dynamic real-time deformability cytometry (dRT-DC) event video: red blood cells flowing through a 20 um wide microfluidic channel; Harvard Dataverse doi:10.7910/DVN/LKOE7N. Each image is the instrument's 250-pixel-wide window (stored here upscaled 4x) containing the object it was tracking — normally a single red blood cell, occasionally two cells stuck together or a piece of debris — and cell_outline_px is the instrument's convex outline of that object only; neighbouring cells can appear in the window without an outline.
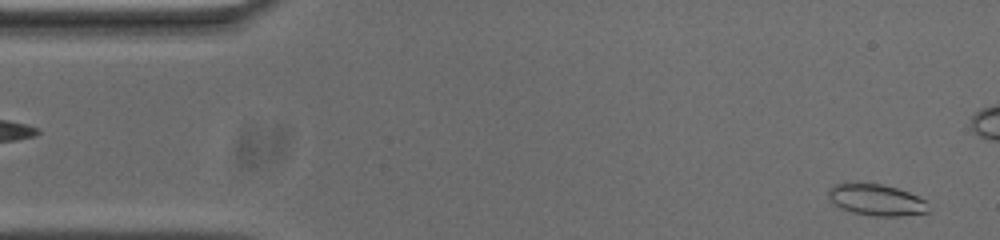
{"species": "common noctule bat (a hibernating species)", "species_latin": "Nyctalus noctula", "temperature_condition": "cold", "stored_images_in_passage": 45, "camera_frame_rate_fps": 3000, "um_per_image_px": 0.085, "animal": {"sex": "male", "body_mass_g": 20.0, "forearm_length_mm": 53.3}, "frame": {"image": 1, "passage_image": 2, "time_ms": 0.333, "image_size_px": [1000, 240], "cell_outline_px": [[932, 212], [900, 216], [872, 216], [852, 212], [840, 208], [828, 200], [828, 188], [844, 180], [880, 184], [896, 188], [908, 192], [924, 200]], "centroid_in_image_um": [74.42, 16.97], "position_along_channel_um": 10.6, "area_um2": 18.84}}
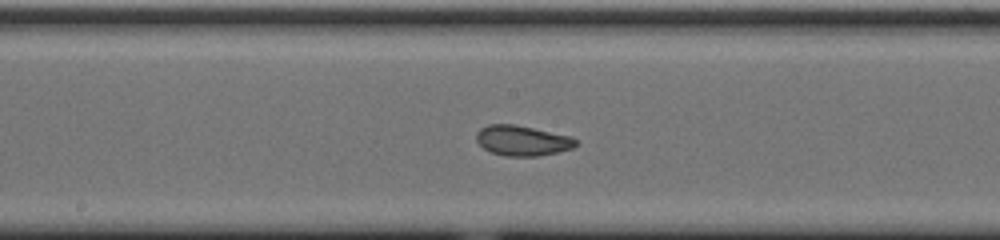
{"frame": {"image": 2, "passage_image": 26, "time_ms": 8.333, "image_size_px": [1000, 240], "cell_outline_px": [[576, 144], [572, 148], [556, 152], [536, 156], [504, 156], [492, 152], [484, 148], [476, 140], [476, 132], [480, 128], [488, 124], [512, 124], [572, 136], [576, 140]], "centroid_in_image_um": [44.36, 11.94], "position_along_channel_um": 203.8, "area_um2": 17.34}}
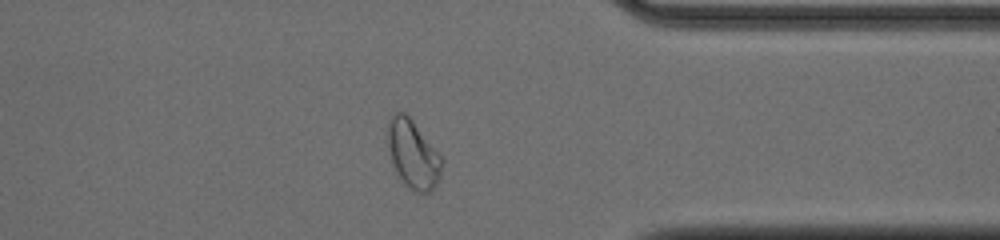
{"frame": {"image": 3, "passage_image": 41, "time_ms": 13.333, "image_size_px": [1000, 240], "cell_outline_px": [[440, 176], [432, 192], [424, 196], [412, 192], [400, 176], [392, 160], [388, 144], [388, 128], [392, 116], [396, 112], [404, 112], [412, 120], [440, 156]], "centroid_in_image_um": [35.11, 13.18], "position_along_channel_um": 376.3, "area_um2": 20.81}, "authors_computed_cell_mechanics": {"area_um2": 17.8602, "velocity_mm_per_s": 3.6975, "shape_relaxation_time_tau1_ms": 6.1424, "shape_relaxation_time_tau2_ms": 1.3643, "deformation_change_tau1": 0.1852, "deformation_change_tau2": 0.0737}}